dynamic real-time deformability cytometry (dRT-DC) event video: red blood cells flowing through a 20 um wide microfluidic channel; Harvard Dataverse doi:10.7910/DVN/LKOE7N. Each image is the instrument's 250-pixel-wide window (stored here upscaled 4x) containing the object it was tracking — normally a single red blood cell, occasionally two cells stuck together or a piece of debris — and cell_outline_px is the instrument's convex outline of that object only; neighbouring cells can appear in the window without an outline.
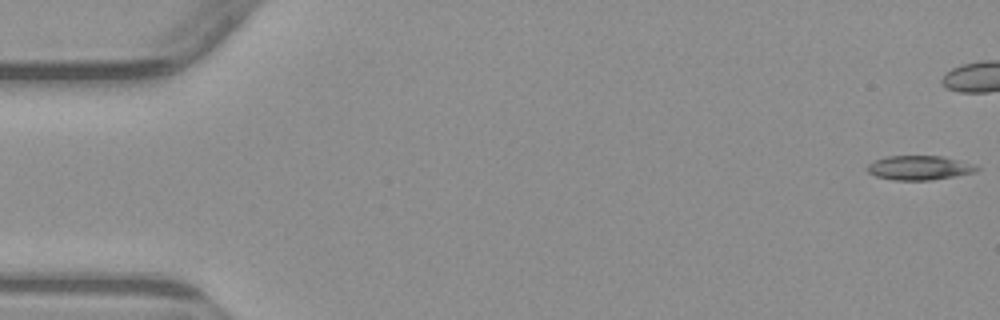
{"species": "common noctule bat (a hibernating species)", "species_latin": "Nyctalus noctula", "temperature_condition": "warm", "stored_images_in_passage": 5, "camera_frame_rate_fps": 3000, "um_per_image_px": 0.085, "animal": {"sex": "male", "body_mass_g": 23.1, "forearm_length_mm": 52.7}, "frame": {"image": 1, "passage_image": 1, "time_ms": 0.0, "image_size_px": [1000, 320], "cell_outline_px": [[980, 168], [976, 172], [932, 180], [892, 180], [876, 176], [868, 172], [864, 168], [868, 164], [876, 160], [888, 156], [940, 156], [972, 164]], "centroid_in_image_um": [78.09, 14.27], "position_along_channel_um": 6.9, "area_um2": 15.37}}